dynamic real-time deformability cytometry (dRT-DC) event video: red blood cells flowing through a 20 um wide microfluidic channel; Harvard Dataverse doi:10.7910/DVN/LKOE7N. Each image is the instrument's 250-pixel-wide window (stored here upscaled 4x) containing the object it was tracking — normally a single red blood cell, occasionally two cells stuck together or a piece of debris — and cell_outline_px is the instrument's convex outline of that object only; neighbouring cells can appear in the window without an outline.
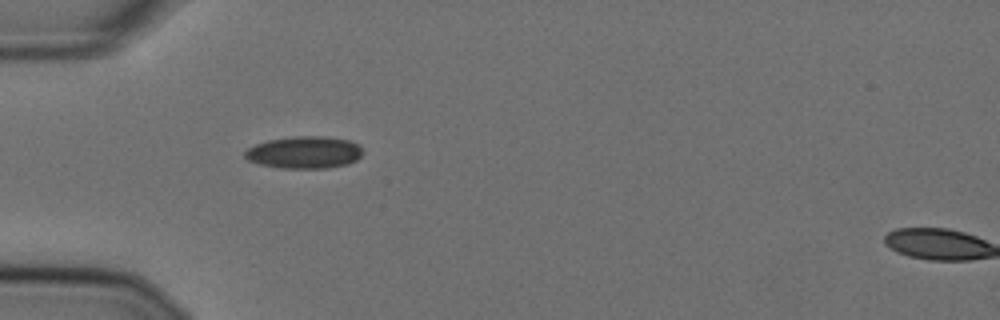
{"species": "Egyptian fruit bat (a non-hibernating species)", "species_latin": "Rousettus aegyptiacus", "temperature_condition": "cold", "stored_images_in_passage": 40, "camera_frame_rate_fps": 3000, "um_per_image_px": 0.085, "animal": {"sex": "female"}, "frame": {"image": 1, "passage_image": 1, "time_ms": 0.0, "image_size_px": [1000, 320], "cell_outline_px": [[364, 152], [356, 160], [348, 164], [328, 168], [284, 168], [260, 164], [248, 160], [244, 156], [244, 152], [248, 148], [256, 144], [268, 140], [296, 136], [324, 136], [348, 140], [360, 144]], "centroid_in_image_um": [25.9, 12.95], "position_along_channel_um": 59.1, "area_um2": 22.14}}
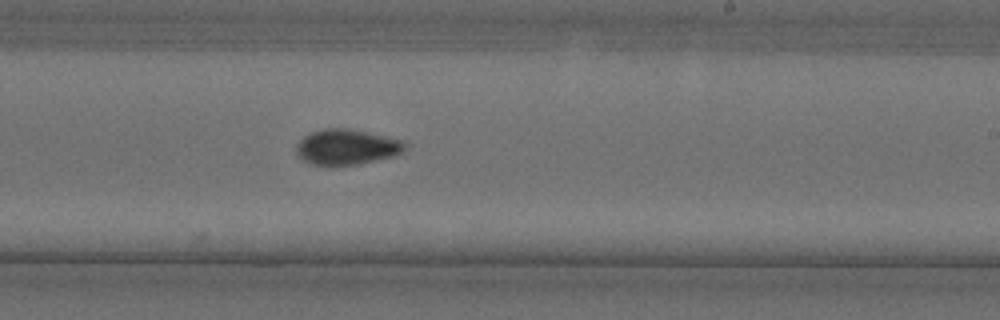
{"frame": {"image": 2, "passage_image": 18, "time_ms": 5.667, "image_size_px": [1000, 320], "cell_outline_px": [[408, 144], [400, 152], [392, 156], [356, 164], [308, 164], [296, 152], [296, 144], [304, 136], [312, 132], [324, 128], [344, 128], [368, 132], [404, 140]], "centroid_in_image_um": [29.46, 12.47], "position_along_channel_um": 259.5, "area_um2": 22.02}}
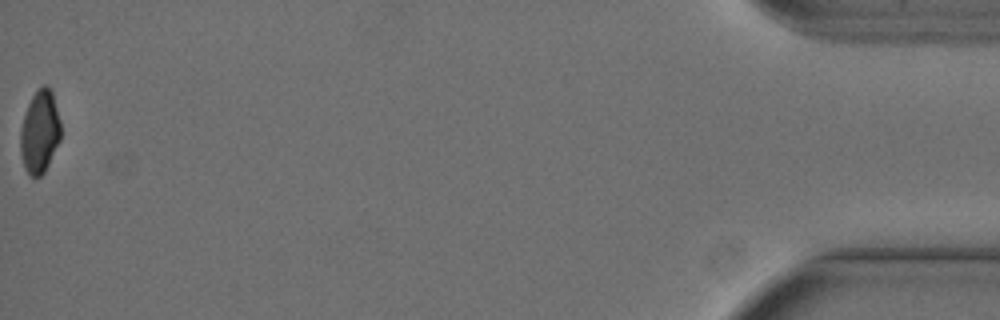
{"frame": {"image": 3, "passage_image": 40, "time_ms": 13.0, "image_size_px": [1000, 320], "cell_outline_px": [[60, 140], [44, 172], [40, 176], [32, 176], [24, 168], [20, 152], [20, 128], [28, 104], [32, 96], [44, 84], [52, 92], [60, 120]], "centroid_in_image_um": [3.37, 11.22], "position_along_channel_um": 431.8, "area_um2": 19.19}, "authors_computed_cell_mechanics": {"area_um2": 21.4438, "velocity_mm_per_s": 3.6221, "shape_relaxation_time_tau1_ms": 6.7635, "shape_relaxation_time_tau2_ms": 3.6549, "deformation_change_tau1": 0.141, "deformation_change_tau2": 0.0646}}